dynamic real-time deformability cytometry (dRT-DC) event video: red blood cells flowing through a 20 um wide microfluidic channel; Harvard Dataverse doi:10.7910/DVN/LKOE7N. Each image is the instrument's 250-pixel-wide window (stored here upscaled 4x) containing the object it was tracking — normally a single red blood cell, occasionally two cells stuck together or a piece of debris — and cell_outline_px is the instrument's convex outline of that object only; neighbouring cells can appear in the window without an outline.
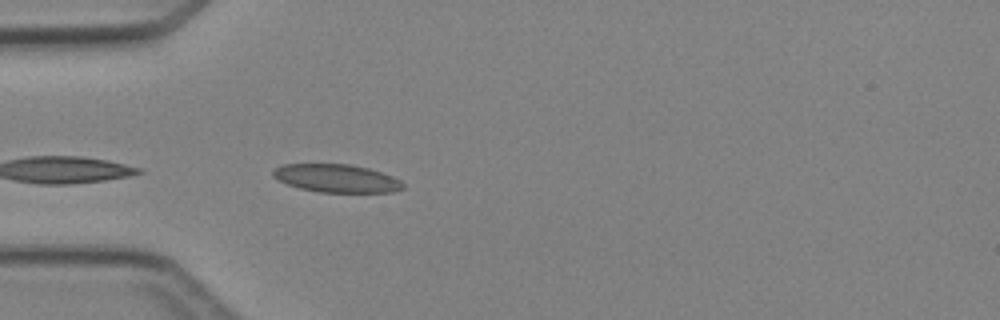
{"species": "Egyptian fruit bat (a non-hibernating species)", "species_latin": "Rousettus aegyptiacus", "temperature_condition": "cold", "stored_images_in_passage": 4, "camera_frame_rate_fps": 3000, "um_per_image_px": 0.085, "animal": {"sex": "female"}, "frame": {"image": 1, "passage_image": 4, "time_ms": 3.667, "image_size_px": [1000, 320], "cell_outline_px": [[404, 188], [392, 192], [320, 192], [300, 188], [288, 184], [272, 176], [272, 172], [276, 168], [284, 164], [352, 164], [368, 168], [392, 176], [400, 180], [404, 184]], "centroid_in_image_um": [28.63, 15.15], "position_along_channel_um": 56.4, "area_um2": 21.1}}